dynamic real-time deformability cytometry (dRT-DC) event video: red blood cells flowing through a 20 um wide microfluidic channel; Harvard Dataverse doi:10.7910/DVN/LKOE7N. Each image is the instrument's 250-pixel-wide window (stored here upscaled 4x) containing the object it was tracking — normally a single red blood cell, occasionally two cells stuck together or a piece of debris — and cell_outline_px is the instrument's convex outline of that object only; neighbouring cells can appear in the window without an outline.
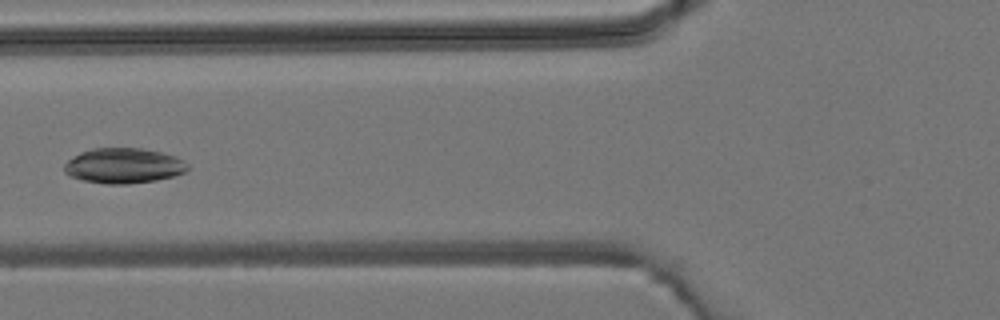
{"species": "common noctule bat (a hibernating species)", "species_latin": "Nyctalus noctula", "temperature_condition": "room temperature", "stored_images_in_passage": 4, "camera_frame_rate_fps": 3000, "um_per_image_px": 0.085, "animal": {"sex": "male", "body_mass_g": 19.2, "forearm_length_mm": 51.8}, "frame": {"image": 1, "passage_image": 4, "time_ms": 4.333, "image_size_px": [1000, 320], "cell_outline_px": [[188, 168], [184, 172], [172, 176], [156, 180], [128, 184], [104, 184], [84, 180], [68, 176], [64, 172], [64, 164], [68, 160], [80, 152], [92, 148], [140, 148], [160, 152], [176, 156], [188, 164]], "centroid_in_image_um": [10.47, 14.09], "position_along_channel_um": 115.3, "area_um2": 25.32}}